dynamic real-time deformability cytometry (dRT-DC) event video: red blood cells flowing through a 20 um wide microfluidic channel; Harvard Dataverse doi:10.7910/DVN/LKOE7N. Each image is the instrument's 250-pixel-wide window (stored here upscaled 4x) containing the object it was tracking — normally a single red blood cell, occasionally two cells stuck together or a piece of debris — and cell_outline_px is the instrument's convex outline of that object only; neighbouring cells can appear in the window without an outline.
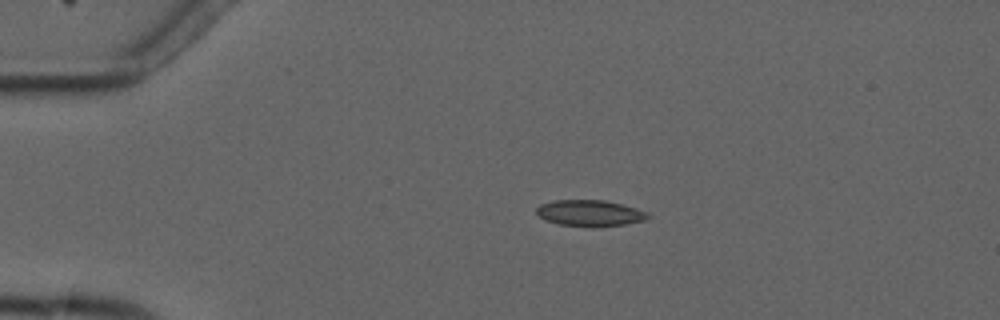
{"species": "common noctule bat (a hibernating species)", "species_latin": "Nyctalus noctula", "temperature_condition": "cold", "stored_images_in_passage": 3, "camera_frame_rate_fps": 3000, "um_per_image_px": 0.085, "animal": {"sex": "male", "forearm_length_mm": 52.5}, "frame": {"image": 1, "passage_image": 1, "time_ms": 0.0, "image_size_px": [1000, 320], "cell_outline_px": [[652, 216], [644, 220], [624, 224], [560, 224], [544, 220], [536, 212], [536, 208], [540, 204], [552, 200], [604, 200], [636, 208], [648, 212]], "centroid_in_image_um": [50.12, 18.06], "position_along_channel_um": 34.9, "area_um2": 16.24}}